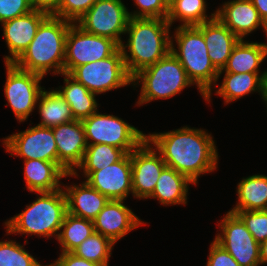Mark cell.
<instances>
[{"mask_svg": "<svg viewBox=\"0 0 267 266\" xmlns=\"http://www.w3.org/2000/svg\"><path fill=\"white\" fill-rule=\"evenodd\" d=\"M161 154L166 166L187 176L194 184L200 174L214 171L218 153L211 137L203 130L183 127L146 136Z\"/></svg>", "mask_w": 267, "mask_h": 266, "instance_id": "1", "label": "cell"}, {"mask_svg": "<svg viewBox=\"0 0 267 266\" xmlns=\"http://www.w3.org/2000/svg\"><path fill=\"white\" fill-rule=\"evenodd\" d=\"M169 28L167 19L130 17L126 29L129 34L128 44H122L120 48L127 71L132 77L171 51ZM125 47H128L131 56L127 55Z\"/></svg>", "mask_w": 267, "mask_h": 266, "instance_id": "2", "label": "cell"}, {"mask_svg": "<svg viewBox=\"0 0 267 266\" xmlns=\"http://www.w3.org/2000/svg\"><path fill=\"white\" fill-rule=\"evenodd\" d=\"M72 23L54 15H48L39 25L28 48L14 62L25 71L40 76L50 69L64 73L66 35Z\"/></svg>", "mask_w": 267, "mask_h": 266, "instance_id": "3", "label": "cell"}, {"mask_svg": "<svg viewBox=\"0 0 267 266\" xmlns=\"http://www.w3.org/2000/svg\"><path fill=\"white\" fill-rule=\"evenodd\" d=\"M179 52L171 41V52L180 61L188 78L197 84L205 100L210 99L211 84L219 78V71L208 56L202 32L196 26H179L175 34Z\"/></svg>", "mask_w": 267, "mask_h": 266, "instance_id": "4", "label": "cell"}, {"mask_svg": "<svg viewBox=\"0 0 267 266\" xmlns=\"http://www.w3.org/2000/svg\"><path fill=\"white\" fill-rule=\"evenodd\" d=\"M35 202L22 213L6 221L7 233H27L50 237L61 230L67 213V201L63 189L41 192Z\"/></svg>", "mask_w": 267, "mask_h": 266, "instance_id": "5", "label": "cell"}, {"mask_svg": "<svg viewBox=\"0 0 267 266\" xmlns=\"http://www.w3.org/2000/svg\"><path fill=\"white\" fill-rule=\"evenodd\" d=\"M132 79L133 82L142 79L139 105L157 98H170L193 84L171 51L155 64L140 70Z\"/></svg>", "mask_w": 267, "mask_h": 266, "instance_id": "6", "label": "cell"}, {"mask_svg": "<svg viewBox=\"0 0 267 266\" xmlns=\"http://www.w3.org/2000/svg\"><path fill=\"white\" fill-rule=\"evenodd\" d=\"M81 121L87 145L104 143L122 149L127 154L146 140V134L113 115L95 112ZM89 139L94 141L89 143Z\"/></svg>", "mask_w": 267, "mask_h": 266, "instance_id": "7", "label": "cell"}, {"mask_svg": "<svg viewBox=\"0 0 267 266\" xmlns=\"http://www.w3.org/2000/svg\"><path fill=\"white\" fill-rule=\"evenodd\" d=\"M69 75L95 94L133 83L121 48L106 59L75 67Z\"/></svg>", "mask_w": 267, "mask_h": 266, "instance_id": "8", "label": "cell"}, {"mask_svg": "<svg viewBox=\"0 0 267 266\" xmlns=\"http://www.w3.org/2000/svg\"><path fill=\"white\" fill-rule=\"evenodd\" d=\"M120 45L111 38L89 34L71 24L66 35L64 73L75 67L112 56Z\"/></svg>", "mask_w": 267, "mask_h": 266, "instance_id": "9", "label": "cell"}, {"mask_svg": "<svg viewBox=\"0 0 267 266\" xmlns=\"http://www.w3.org/2000/svg\"><path fill=\"white\" fill-rule=\"evenodd\" d=\"M129 14L121 0H98L77 22L83 31L111 38L121 46L120 35L126 33Z\"/></svg>", "mask_w": 267, "mask_h": 266, "instance_id": "10", "label": "cell"}, {"mask_svg": "<svg viewBox=\"0 0 267 266\" xmlns=\"http://www.w3.org/2000/svg\"><path fill=\"white\" fill-rule=\"evenodd\" d=\"M5 96L19 122L25 121L42 93V76L22 70L14 63H6Z\"/></svg>", "mask_w": 267, "mask_h": 266, "instance_id": "11", "label": "cell"}, {"mask_svg": "<svg viewBox=\"0 0 267 266\" xmlns=\"http://www.w3.org/2000/svg\"><path fill=\"white\" fill-rule=\"evenodd\" d=\"M220 224L222 236L218 234L215 241L227 250L240 266L261 264L259 244L235 213L228 212Z\"/></svg>", "mask_w": 267, "mask_h": 266, "instance_id": "12", "label": "cell"}, {"mask_svg": "<svg viewBox=\"0 0 267 266\" xmlns=\"http://www.w3.org/2000/svg\"><path fill=\"white\" fill-rule=\"evenodd\" d=\"M6 151L29 159L58 163V152L52 128L35 126L24 132L8 136L4 141Z\"/></svg>", "mask_w": 267, "mask_h": 266, "instance_id": "13", "label": "cell"}, {"mask_svg": "<svg viewBox=\"0 0 267 266\" xmlns=\"http://www.w3.org/2000/svg\"><path fill=\"white\" fill-rule=\"evenodd\" d=\"M132 189L134 197L148 198L155 190V185L166 163L161 155L150 148L145 140L131 152Z\"/></svg>", "mask_w": 267, "mask_h": 266, "instance_id": "14", "label": "cell"}, {"mask_svg": "<svg viewBox=\"0 0 267 266\" xmlns=\"http://www.w3.org/2000/svg\"><path fill=\"white\" fill-rule=\"evenodd\" d=\"M86 182L109 200H123L132 189L131 153L101 170L93 171Z\"/></svg>", "mask_w": 267, "mask_h": 266, "instance_id": "15", "label": "cell"}, {"mask_svg": "<svg viewBox=\"0 0 267 266\" xmlns=\"http://www.w3.org/2000/svg\"><path fill=\"white\" fill-rule=\"evenodd\" d=\"M55 138L58 163L71 175H77L74 167L83 160L87 142L81 120L60 124L52 128Z\"/></svg>", "mask_w": 267, "mask_h": 266, "instance_id": "16", "label": "cell"}, {"mask_svg": "<svg viewBox=\"0 0 267 266\" xmlns=\"http://www.w3.org/2000/svg\"><path fill=\"white\" fill-rule=\"evenodd\" d=\"M48 16L47 13L33 10L28 14L3 22V33L10 51L5 56V63H14L28 48L36 35L41 22Z\"/></svg>", "mask_w": 267, "mask_h": 266, "instance_id": "17", "label": "cell"}, {"mask_svg": "<svg viewBox=\"0 0 267 266\" xmlns=\"http://www.w3.org/2000/svg\"><path fill=\"white\" fill-rule=\"evenodd\" d=\"M141 223L131 209L123 204V200H109L93 220L95 232L114 243Z\"/></svg>", "mask_w": 267, "mask_h": 266, "instance_id": "18", "label": "cell"}, {"mask_svg": "<svg viewBox=\"0 0 267 266\" xmlns=\"http://www.w3.org/2000/svg\"><path fill=\"white\" fill-rule=\"evenodd\" d=\"M216 17L239 39H243L260 25L267 34V25L251 0H233L216 11Z\"/></svg>", "mask_w": 267, "mask_h": 266, "instance_id": "19", "label": "cell"}, {"mask_svg": "<svg viewBox=\"0 0 267 266\" xmlns=\"http://www.w3.org/2000/svg\"><path fill=\"white\" fill-rule=\"evenodd\" d=\"M196 27L202 32L208 49V56L214 67L220 71L226 66L239 38L233 34L217 17Z\"/></svg>", "mask_w": 267, "mask_h": 266, "instance_id": "20", "label": "cell"}, {"mask_svg": "<svg viewBox=\"0 0 267 266\" xmlns=\"http://www.w3.org/2000/svg\"><path fill=\"white\" fill-rule=\"evenodd\" d=\"M25 180L31 192H53L61 189L59 179L71 173L59 164L38 159L25 160Z\"/></svg>", "mask_w": 267, "mask_h": 266, "instance_id": "21", "label": "cell"}, {"mask_svg": "<svg viewBox=\"0 0 267 266\" xmlns=\"http://www.w3.org/2000/svg\"><path fill=\"white\" fill-rule=\"evenodd\" d=\"M79 186L67 187V192H64L67 201V212L93 221L109 199L86 181Z\"/></svg>", "mask_w": 267, "mask_h": 266, "instance_id": "22", "label": "cell"}, {"mask_svg": "<svg viewBox=\"0 0 267 266\" xmlns=\"http://www.w3.org/2000/svg\"><path fill=\"white\" fill-rule=\"evenodd\" d=\"M267 56V44L248 43L240 39L234 46L222 71L230 73H259L258 66Z\"/></svg>", "mask_w": 267, "mask_h": 266, "instance_id": "23", "label": "cell"}, {"mask_svg": "<svg viewBox=\"0 0 267 266\" xmlns=\"http://www.w3.org/2000/svg\"><path fill=\"white\" fill-rule=\"evenodd\" d=\"M188 183H193L187 176L165 166L150 197L158 198L163 205L186 204Z\"/></svg>", "mask_w": 267, "mask_h": 266, "instance_id": "24", "label": "cell"}, {"mask_svg": "<svg viewBox=\"0 0 267 266\" xmlns=\"http://www.w3.org/2000/svg\"><path fill=\"white\" fill-rule=\"evenodd\" d=\"M66 83L62 90H57L70 105L75 120H83L97 111L95 93L90 92L83 84L67 73H63Z\"/></svg>", "mask_w": 267, "mask_h": 266, "instance_id": "25", "label": "cell"}, {"mask_svg": "<svg viewBox=\"0 0 267 266\" xmlns=\"http://www.w3.org/2000/svg\"><path fill=\"white\" fill-rule=\"evenodd\" d=\"M258 75L259 73L226 72L223 83L216 93L222 96L227 104L255 90H259L264 99L267 71L261 76Z\"/></svg>", "mask_w": 267, "mask_h": 266, "instance_id": "26", "label": "cell"}, {"mask_svg": "<svg viewBox=\"0 0 267 266\" xmlns=\"http://www.w3.org/2000/svg\"><path fill=\"white\" fill-rule=\"evenodd\" d=\"M38 100L40 101L39 113L42 118L39 126L53 128L75 120L70 105L57 90L42 91Z\"/></svg>", "mask_w": 267, "mask_h": 266, "instance_id": "27", "label": "cell"}, {"mask_svg": "<svg viewBox=\"0 0 267 266\" xmlns=\"http://www.w3.org/2000/svg\"><path fill=\"white\" fill-rule=\"evenodd\" d=\"M238 201L232 210H267V176L253 175L238 184Z\"/></svg>", "mask_w": 267, "mask_h": 266, "instance_id": "28", "label": "cell"}, {"mask_svg": "<svg viewBox=\"0 0 267 266\" xmlns=\"http://www.w3.org/2000/svg\"><path fill=\"white\" fill-rule=\"evenodd\" d=\"M62 228H64L63 231L55 235L61 244L62 252H72L95 232L93 221L74 216L68 212L64 217L61 230Z\"/></svg>", "mask_w": 267, "mask_h": 266, "instance_id": "29", "label": "cell"}, {"mask_svg": "<svg viewBox=\"0 0 267 266\" xmlns=\"http://www.w3.org/2000/svg\"><path fill=\"white\" fill-rule=\"evenodd\" d=\"M206 4L204 0H172L169 2V14L167 21L170 25L177 18L183 21V26H196L210 21L216 17V13L211 14L207 19L205 14Z\"/></svg>", "mask_w": 267, "mask_h": 266, "instance_id": "30", "label": "cell"}, {"mask_svg": "<svg viewBox=\"0 0 267 266\" xmlns=\"http://www.w3.org/2000/svg\"><path fill=\"white\" fill-rule=\"evenodd\" d=\"M125 155L122 149L112 145L104 143L88 145L82 163L78 167L83 168L84 175L88 176L93 171L101 170L120 161Z\"/></svg>", "mask_w": 267, "mask_h": 266, "instance_id": "31", "label": "cell"}, {"mask_svg": "<svg viewBox=\"0 0 267 266\" xmlns=\"http://www.w3.org/2000/svg\"><path fill=\"white\" fill-rule=\"evenodd\" d=\"M113 245L114 242L108 237L94 232L77 246L72 253L87 261L108 266V259L110 258Z\"/></svg>", "mask_w": 267, "mask_h": 266, "instance_id": "32", "label": "cell"}, {"mask_svg": "<svg viewBox=\"0 0 267 266\" xmlns=\"http://www.w3.org/2000/svg\"><path fill=\"white\" fill-rule=\"evenodd\" d=\"M0 266H42L23 246L10 240L0 242ZM48 266V265H46Z\"/></svg>", "mask_w": 267, "mask_h": 266, "instance_id": "33", "label": "cell"}, {"mask_svg": "<svg viewBox=\"0 0 267 266\" xmlns=\"http://www.w3.org/2000/svg\"><path fill=\"white\" fill-rule=\"evenodd\" d=\"M245 224L260 245L267 239V210H231Z\"/></svg>", "mask_w": 267, "mask_h": 266, "instance_id": "34", "label": "cell"}, {"mask_svg": "<svg viewBox=\"0 0 267 266\" xmlns=\"http://www.w3.org/2000/svg\"><path fill=\"white\" fill-rule=\"evenodd\" d=\"M98 0H60L54 16L77 22ZM75 21V22H74Z\"/></svg>", "mask_w": 267, "mask_h": 266, "instance_id": "35", "label": "cell"}, {"mask_svg": "<svg viewBox=\"0 0 267 266\" xmlns=\"http://www.w3.org/2000/svg\"><path fill=\"white\" fill-rule=\"evenodd\" d=\"M141 9L138 13L129 14L133 18H159L167 19L169 2L167 0H135Z\"/></svg>", "mask_w": 267, "mask_h": 266, "instance_id": "36", "label": "cell"}, {"mask_svg": "<svg viewBox=\"0 0 267 266\" xmlns=\"http://www.w3.org/2000/svg\"><path fill=\"white\" fill-rule=\"evenodd\" d=\"M33 11L29 0H0V22H6Z\"/></svg>", "mask_w": 267, "mask_h": 266, "instance_id": "37", "label": "cell"}, {"mask_svg": "<svg viewBox=\"0 0 267 266\" xmlns=\"http://www.w3.org/2000/svg\"><path fill=\"white\" fill-rule=\"evenodd\" d=\"M207 266H240L237 261L215 240L211 243Z\"/></svg>", "mask_w": 267, "mask_h": 266, "instance_id": "38", "label": "cell"}, {"mask_svg": "<svg viewBox=\"0 0 267 266\" xmlns=\"http://www.w3.org/2000/svg\"><path fill=\"white\" fill-rule=\"evenodd\" d=\"M48 266H106L95 262L87 261L84 258L76 256L72 252H62L61 256L55 263Z\"/></svg>", "mask_w": 267, "mask_h": 266, "instance_id": "39", "label": "cell"}, {"mask_svg": "<svg viewBox=\"0 0 267 266\" xmlns=\"http://www.w3.org/2000/svg\"><path fill=\"white\" fill-rule=\"evenodd\" d=\"M29 2L33 10L54 15L58 10L60 0H29Z\"/></svg>", "mask_w": 267, "mask_h": 266, "instance_id": "40", "label": "cell"}, {"mask_svg": "<svg viewBox=\"0 0 267 266\" xmlns=\"http://www.w3.org/2000/svg\"><path fill=\"white\" fill-rule=\"evenodd\" d=\"M263 22L267 25V0H251Z\"/></svg>", "mask_w": 267, "mask_h": 266, "instance_id": "41", "label": "cell"}, {"mask_svg": "<svg viewBox=\"0 0 267 266\" xmlns=\"http://www.w3.org/2000/svg\"><path fill=\"white\" fill-rule=\"evenodd\" d=\"M261 264L267 263V239L259 245Z\"/></svg>", "mask_w": 267, "mask_h": 266, "instance_id": "42", "label": "cell"}, {"mask_svg": "<svg viewBox=\"0 0 267 266\" xmlns=\"http://www.w3.org/2000/svg\"><path fill=\"white\" fill-rule=\"evenodd\" d=\"M264 100L267 102V78L265 79Z\"/></svg>", "mask_w": 267, "mask_h": 266, "instance_id": "43", "label": "cell"}]
</instances>
